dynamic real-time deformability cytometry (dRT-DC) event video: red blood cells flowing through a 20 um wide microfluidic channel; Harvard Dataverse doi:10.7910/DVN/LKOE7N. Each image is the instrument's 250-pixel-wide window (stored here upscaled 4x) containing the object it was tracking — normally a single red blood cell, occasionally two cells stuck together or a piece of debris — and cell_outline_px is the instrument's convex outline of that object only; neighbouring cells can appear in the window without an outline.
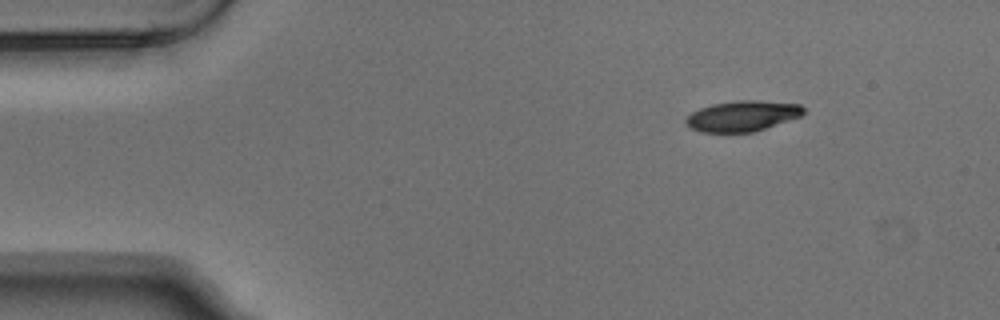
{"species": "Egyptian fruit bat (a non-hibernating species)", "species_latin": "Rousettus aegyptiacus", "temperature_condition": "warm", "stored_images_in_passage": 3, "camera_frame_rate_fps": 3000, "um_per_image_px": 0.085, "animal": {"sex": "male"}, "frame": {"image": 1, "passage_image": 1, "time_ms": 0.0, "image_size_px": [1000, 320], "cell_outline_px": [[804, 112], [800, 116], [752, 132], [700, 132], [692, 128], [684, 120], [692, 112], [700, 108], [712, 104], [740, 100], [756, 100], [800, 104], [804, 108]], "centroid_in_image_um": [63.09, 9.85], "position_along_channel_um": 21.9, "area_um2": 20.63}}